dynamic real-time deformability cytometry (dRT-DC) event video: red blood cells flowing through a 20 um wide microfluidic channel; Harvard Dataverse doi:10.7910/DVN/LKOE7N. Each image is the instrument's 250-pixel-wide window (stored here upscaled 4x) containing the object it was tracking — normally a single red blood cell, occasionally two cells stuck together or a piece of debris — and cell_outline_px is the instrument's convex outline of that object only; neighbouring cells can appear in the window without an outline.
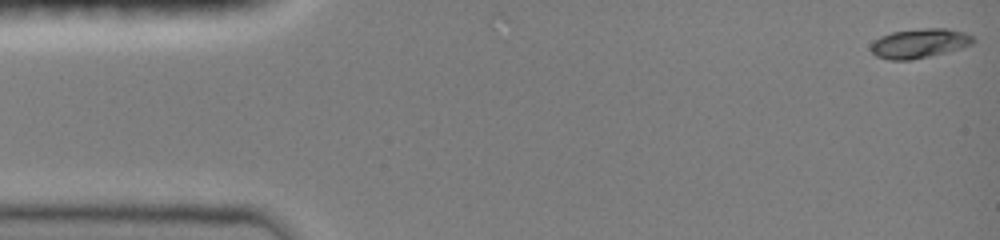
{"species": "common noctule bat (a hibernating species)", "species_latin": "Nyctalus noctula", "temperature_condition": "room temperature", "stored_images_in_passage": 33, "camera_frame_rate_fps": 3000, "um_per_image_px": 0.085, "animal": {"sex": "female", "body_mass_g": 19.0, "forearm_length_mm": 51.5}, "frame": {"image": 1, "passage_image": 1, "time_ms": 0.0, "image_size_px": [1000, 240], "cell_outline_px": [[976, 40], [972, 44], [960, 48], [928, 56], [908, 60], [888, 60], [876, 56], [868, 48], [880, 36], [892, 32], [920, 28], [948, 28], [964, 32], [972, 36]], "centroid_in_image_um": [78.13, 3.67], "position_along_channel_um": 6.9, "area_um2": 17.46}}
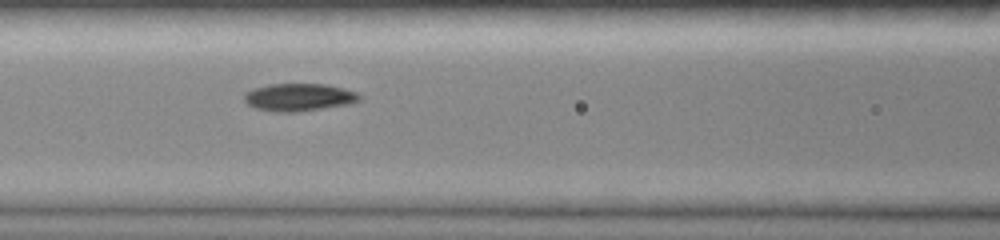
{"frame": {"image": 2, "passage_image": 19, "time_ms": 6.333, "image_size_px": [1000, 240], "cell_outline_px": [[360, 100], [352, 104], [296, 112], [276, 112], [256, 108], [248, 104], [244, 100], [244, 92], [252, 88], [268, 84], [324, 84], [344, 88], [356, 92], [360, 96]], "centroid_in_image_um": [25.4, 8.26], "position_along_channel_um": 141.2, "area_um2": 18.67}}
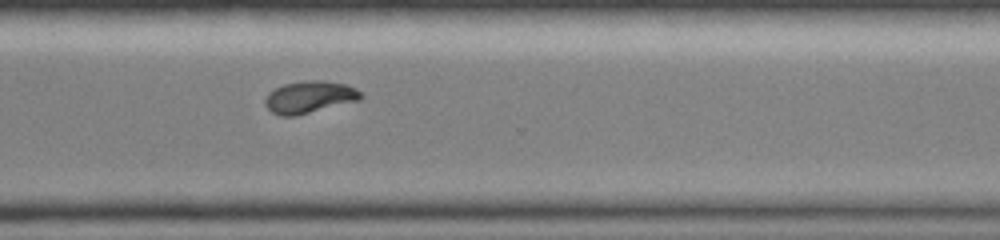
{"frame": {"image": 3, "passage_image": 33, "time_ms": 11.333, "image_size_px": [1000, 240], "cell_outline_px": [[364, 96], [360, 100], [296, 116], [280, 116], [272, 112], [264, 104], [264, 100], [268, 92], [284, 84], [304, 80], [324, 80], [344, 84], [356, 88]], "centroid_in_image_um": [26.3, 8.25], "position_along_channel_um": 344.3, "area_um2": 18.03}}